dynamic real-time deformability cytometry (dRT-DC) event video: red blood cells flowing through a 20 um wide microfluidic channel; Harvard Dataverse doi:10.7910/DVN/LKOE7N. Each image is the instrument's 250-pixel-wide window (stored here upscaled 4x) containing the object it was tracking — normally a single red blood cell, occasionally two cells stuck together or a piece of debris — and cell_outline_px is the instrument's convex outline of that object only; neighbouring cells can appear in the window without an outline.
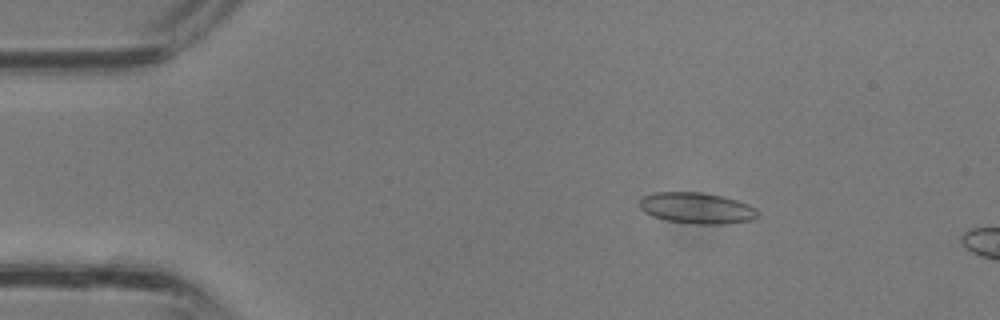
{"species": "common noctule bat (a hibernating species)", "species_latin": "Nyctalus noctula", "temperature_condition": "room temperature", "stored_images_in_passage": 9, "camera_frame_rate_fps": 3000, "um_per_image_px": 0.085, "animal": {"sex": "male", "body_mass_g": 13.3}, "frame": {"image": 1, "passage_image": 6, "time_ms": 1.667, "image_size_px": [1000, 320], "cell_outline_px": [[760, 212], [752, 220], [720, 224], [696, 224], [664, 220], [652, 216], [644, 212], [640, 208], [640, 200], [644, 196], [652, 192], [696, 192], [720, 196], [736, 200], [748, 204], [756, 208]], "centroid_in_image_um": [59.2, 17.69], "position_along_channel_um": 25.8, "area_um2": 21.33}}